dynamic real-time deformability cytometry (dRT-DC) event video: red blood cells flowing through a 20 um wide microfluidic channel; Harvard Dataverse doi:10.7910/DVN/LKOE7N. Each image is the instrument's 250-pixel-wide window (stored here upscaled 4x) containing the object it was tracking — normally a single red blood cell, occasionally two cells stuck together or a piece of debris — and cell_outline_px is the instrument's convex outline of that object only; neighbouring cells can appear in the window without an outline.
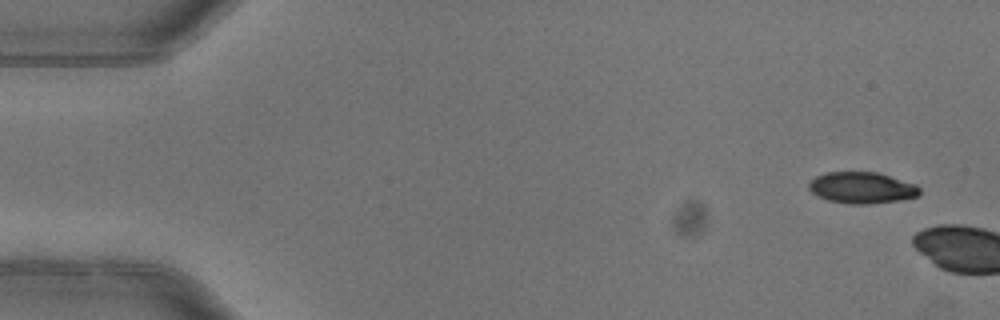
{"species": "common noctule bat (a hibernating species)", "species_latin": "Nyctalus noctula", "temperature_condition": "warm", "stored_images_in_passage": 2, "camera_frame_rate_fps": 3000, "um_per_image_px": 0.085, "animal": {"sex": "female"}, "frame": {"image": 1, "passage_image": 1, "time_ms": 0.0, "image_size_px": [1000, 320], "cell_outline_px": [[920, 192], [916, 196], [900, 200], [868, 204], [848, 204], [828, 200], [816, 196], [808, 188], [808, 184], [816, 176], [824, 172], [876, 172], [916, 184], [920, 188]], "centroid_in_image_um": [73.23, 15.96], "position_along_channel_um": 11.8, "area_um2": 20.23}}